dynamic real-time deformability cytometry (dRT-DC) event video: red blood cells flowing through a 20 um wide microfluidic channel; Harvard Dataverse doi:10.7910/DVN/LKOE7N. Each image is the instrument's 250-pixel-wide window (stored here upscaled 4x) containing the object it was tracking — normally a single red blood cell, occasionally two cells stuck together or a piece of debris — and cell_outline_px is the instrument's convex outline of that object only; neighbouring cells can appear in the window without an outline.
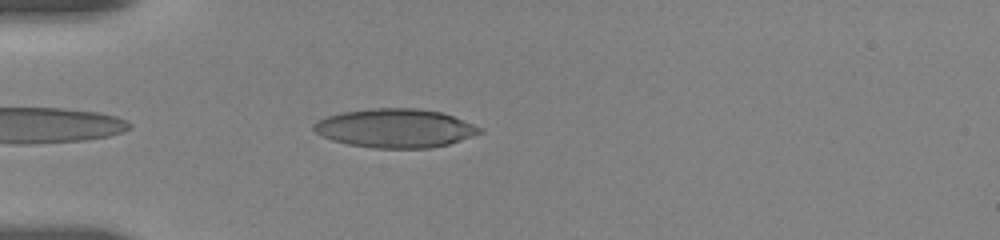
{"species": "human", "species_latin": "Homo sapiens", "temperature_condition": "room temperature", "stored_images_in_passage": 3, "camera_frame_rate_fps": 3000, "um_per_image_px": 0.085, "donor": {"sex": "female"}, "frame": {"image": 1, "passage_image": 1, "time_ms": 0.0, "image_size_px": [1000, 240], "cell_outline_px": [[484, 132], [448, 144], [432, 148], [372, 148], [348, 144], [332, 140], [316, 132], [312, 128], [312, 124], [316, 120], [340, 112], [372, 108], [416, 108], [440, 112], [452, 116], [484, 128]], "centroid_in_image_um": [33.58, 10.9], "position_along_channel_um": 51.4, "area_um2": 37.57}}
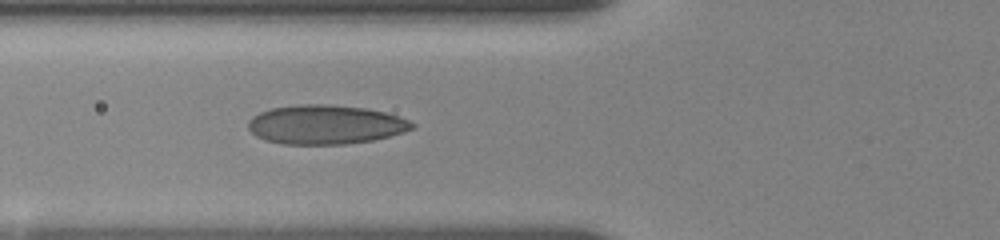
{"frame": {"image": 2, "passage_image": 3, "time_ms": 1.667, "image_size_px": [1000, 240], "cell_outline_px": [[416, 124], [412, 128], [404, 132], [372, 140], [344, 144], [284, 144], [264, 140], [256, 136], [248, 128], [248, 124], [252, 116], [260, 112], [272, 108], [300, 104], [328, 104], [364, 108], [384, 112], [408, 120]], "centroid_in_image_um": [27.63, 10.59], "position_along_channel_um": 98.2, "area_um2": 37.17}}